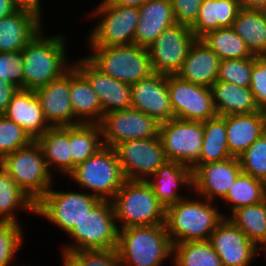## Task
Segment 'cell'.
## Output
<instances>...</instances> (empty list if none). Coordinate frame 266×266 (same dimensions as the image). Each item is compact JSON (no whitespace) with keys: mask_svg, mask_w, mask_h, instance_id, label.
<instances>
[{"mask_svg":"<svg viewBox=\"0 0 266 266\" xmlns=\"http://www.w3.org/2000/svg\"><path fill=\"white\" fill-rule=\"evenodd\" d=\"M44 29L22 49L24 89L36 90L47 85L73 66V60H69L70 54L68 56L66 33L49 36Z\"/></svg>","mask_w":266,"mask_h":266,"instance_id":"6da1fadb","label":"cell"},{"mask_svg":"<svg viewBox=\"0 0 266 266\" xmlns=\"http://www.w3.org/2000/svg\"><path fill=\"white\" fill-rule=\"evenodd\" d=\"M24 59L22 50L0 52V77L18 89H24Z\"/></svg>","mask_w":266,"mask_h":266,"instance_id":"7bdbcfd3","label":"cell"},{"mask_svg":"<svg viewBox=\"0 0 266 266\" xmlns=\"http://www.w3.org/2000/svg\"><path fill=\"white\" fill-rule=\"evenodd\" d=\"M35 204L0 167V221L21 223L18 211L35 215Z\"/></svg>","mask_w":266,"mask_h":266,"instance_id":"1f68e13d","label":"cell"},{"mask_svg":"<svg viewBox=\"0 0 266 266\" xmlns=\"http://www.w3.org/2000/svg\"><path fill=\"white\" fill-rule=\"evenodd\" d=\"M22 223L0 221V266L11 265L25 243Z\"/></svg>","mask_w":266,"mask_h":266,"instance_id":"f35d334b","label":"cell"},{"mask_svg":"<svg viewBox=\"0 0 266 266\" xmlns=\"http://www.w3.org/2000/svg\"><path fill=\"white\" fill-rule=\"evenodd\" d=\"M176 24L170 0H149L139 7L134 44L148 48L167 28Z\"/></svg>","mask_w":266,"mask_h":266,"instance_id":"cb8c5ba5","label":"cell"},{"mask_svg":"<svg viewBox=\"0 0 266 266\" xmlns=\"http://www.w3.org/2000/svg\"><path fill=\"white\" fill-rule=\"evenodd\" d=\"M241 172L237 157L201 164L193 171V192L217 203L226 196Z\"/></svg>","mask_w":266,"mask_h":266,"instance_id":"ac0fdd59","label":"cell"},{"mask_svg":"<svg viewBox=\"0 0 266 266\" xmlns=\"http://www.w3.org/2000/svg\"><path fill=\"white\" fill-rule=\"evenodd\" d=\"M113 149L126 180L147 181L168 161L160 137L125 141Z\"/></svg>","mask_w":266,"mask_h":266,"instance_id":"7c38bea8","label":"cell"},{"mask_svg":"<svg viewBox=\"0 0 266 266\" xmlns=\"http://www.w3.org/2000/svg\"><path fill=\"white\" fill-rule=\"evenodd\" d=\"M255 56L245 59L220 60L217 81H225L241 87H250Z\"/></svg>","mask_w":266,"mask_h":266,"instance_id":"b9f144b4","label":"cell"},{"mask_svg":"<svg viewBox=\"0 0 266 266\" xmlns=\"http://www.w3.org/2000/svg\"><path fill=\"white\" fill-rule=\"evenodd\" d=\"M176 23L191 27L197 19L203 0H170Z\"/></svg>","mask_w":266,"mask_h":266,"instance_id":"bcb514c9","label":"cell"},{"mask_svg":"<svg viewBox=\"0 0 266 266\" xmlns=\"http://www.w3.org/2000/svg\"><path fill=\"white\" fill-rule=\"evenodd\" d=\"M53 186L35 204V215L68 235L100 199L83 190H55Z\"/></svg>","mask_w":266,"mask_h":266,"instance_id":"30bf717a","label":"cell"},{"mask_svg":"<svg viewBox=\"0 0 266 266\" xmlns=\"http://www.w3.org/2000/svg\"><path fill=\"white\" fill-rule=\"evenodd\" d=\"M260 10L262 11V15H263V18H264L265 24H266V7L265 8H262Z\"/></svg>","mask_w":266,"mask_h":266,"instance_id":"11a10c76","label":"cell"},{"mask_svg":"<svg viewBox=\"0 0 266 266\" xmlns=\"http://www.w3.org/2000/svg\"><path fill=\"white\" fill-rule=\"evenodd\" d=\"M266 131V112L226 116L229 153L239 158Z\"/></svg>","mask_w":266,"mask_h":266,"instance_id":"d4e9b609","label":"cell"},{"mask_svg":"<svg viewBox=\"0 0 266 266\" xmlns=\"http://www.w3.org/2000/svg\"><path fill=\"white\" fill-rule=\"evenodd\" d=\"M193 195L166 208L164 224L172 244L209 240L225 218L226 213L217 209L219 202L209 201L195 193Z\"/></svg>","mask_w":266,"mask_h":266,"instance_id":"7a4b0ae2","label":"cell"},{"mask_svg":"<svg viewBox=\"0 0 266 266\" xmlns=\"http://www.w3.org/2000/svg\"><path fill=\"white\" fill-rule=\"evenodd\" d=\"M160 124L157 119L134 108L106 113L99 123L103 145L112 148L129 140L159 137Z\"/></svg>","mask_w":266,"mask_h":266,"instance_id":"4fadbf2b","label":"cell"},{"mask_svg":"<svg viewBox=\"0 0 266 266\" xmlns=\"http://www.w3.org/2000/svg\"><path fill=\"white\" fill-rule=\"evenodd\" d=\"M238 159L243 173L266 183V131Z\"/></svg>","mask_w":266,"mask_h":266,"instance_id":"60d3db41","label":"cell"},{"mask_svg":"<svg viewBox=\"0 0 266 266\" xmlns=\"http://www.w3.org/2000/svg\"><path fill=\"white\" fill-rule=\"evenodd\" d=\"M0 167L35 203L54 183L55 175L50 172L42 150L35 140L28 146L6 155L0 161Z\"/></svg>","mask_w":266,"mask_h":266,"instance_id":"ba28073f","label":"cell"},{"mask_svg":"<svg viewBox=\"0 0 266 266\" xmlns=\"http://www.w3.org/2000/svg\"><path fill=\"white\" fill-rule=\"evenodd\" d=\"M130 86L131 108L144 112L160 123L174 119L167 88V75L153 73Z\"/></svg>","mask_w":266,"mask_h":266,"instance_id":"d6986e66","label":"cell"},{"mask_svg":"<svg viewBox=\"0 0 266 266\" xmlns=\"http://www.w3.org/2000/svg\"><path fill=\"white\" fill-rule=\"evenodd\" d=\"M111 202L119 229L165 223L166 209L147 181L125 180Z\"/></svg>","mask_w":266,"mask_h":266,"instance_id":"277c9868","label":"cell"},{"mask_svg":"<svg viewBox=\"0 0 266 266\" xmlns=\"http://www.w3.org/2000/svg\"><path fill=\"white\" fill-rule=\"evenodd\" d=\"M173 266H223L209 240L173 244Z\"/></svg>","mask_w":266,"mask_h":266,"instance_id":"74e56055","label":"cell"},{"mask_svg":"<svg viewBox=\"0 0 266 266\" xmlns=\"http://www.w3.org/2000/svg\"><path fill=\"white\" fill-rule=\"evenodd\" d=\"M50 172L67 177L72 172L70 126L50 127L35 139ZM52 168V169H51Z\"/></svg>","mask_w":266,"mask_h":266,"instance_id":"83f0119b","label":"cell"},{"mask_svg":"<svg viewBox=\"0 0 266 266\" xmlns=\"http://www.w3.org/2000/svg\"><path fill=\"white\" fill-rule=\"evenodd\" d=\"M17 87L8 83L0 77V115H3L7 109L13 94L17 91Z\"/></svg>","mask_w":266,"mask_h":266,"instance_id":"7dc6e473","label":"cell"},{"mask_svg":"<svg viewBox=\"0 0 266 266\" xmlns=\"http://www.w3.org/2000/svg\"><path fill=\"white\" fill-rule=\"evenodd\" d=\"M203 143L199 160L191 167L220 162L231 158L226 138V116H216L203 122Z\"/></svg>","mask_w":266,"mask_h":266,"instance_id":"d6a6232c","label":"cell"},{"mask_svg":"<svg viewBox=\"0 0 266 266\" xmlns=\"http://www.w3.org/2000/svg\"><path fill=\"white\" fill-rule=\"evenodd\" d=\"M61 251L62 266H83L82 262L72 253L64 250Z\"/></svg>","mask_w":266,"mask_h":266,"instance_id":"f907efd6","label":"cell"},{"mask_svg":"<svg viewBox=\"0 0 266 266\" xmlns=\"http://www.w3.org/2000/svg\"><path fill=\"white\" fill-rule=\"evenodd\" d=\"M3 115L20 125L34 140L50 128L34 90L17 89Z\"/></svg>","mask_w":266,"mask_h":266,"instance_id":"484cf974","label":"cell"},{"mask_svg":"<svg viewBox=\"0 0 266 266\" xmlns=\"http://www.w3.org/2000/svg\"><path fill=\"white\" fill-rule=\"evenodd\" d=\"M240 8L262 9L266 7V0H238Z\"/></svg>","mask_w":266,"mask_h":266,"instance_id":"816d5d0a","label":"cell"},{"mask_svg":"<svg viewBox=\"0 0 266 266\" xmlns=\"http://www.w3.org/2000/svg\"><path fill=\"white\" fill-rule=\"evenodd\" d=\"M259 252H264V258H266V241L259 247Z\"/></svg>","mask_w":266,"mask_h":266,"instance_id":"db71d44e","label":"cell"},{"mask_svg":"<svg viewBox=\"0 0 266 266\" xmlns=\"http://www.w3.org/2000/svg\"><path fill=\"white\" fill-rule=\"evenodd\" d=\"M19 6L13 0H0V19L13 14Z\"/></svg>","mask_w":266,"mask_h":266,"instance_id":"681fc988","label":"cell"},{"mask_svg":"<svg viewBox=\"0 0 266 266\" xmlns=\"http://www.w3.org/2000/svg\"><path fill=\"white\" fill-rule=\"evenodd\" d=\"M266 199V183L241 172L226 196L221 200L224 209L229 210L228 217L237 208L254 205Z\"/></svg>","mask_w":266,"mask_h":266,"instance_id":"836d02e7","label":"cell"},{"mask_svg":"<svg viewBox=\"0 0 266 266\" xmlns=\"http://www.w3.org/2000/svg\"><path fill=\"white\" fill-rule=\"evenodd\" d=\"M73 66L88 80L97 94L103 115L131 108V86L118 81L98 69L86 56L73 61Z\"/></svg>","mask_w":266,"mask_h":266,"instance_id":"e0dca14e","label":"cell"},{"mask_svg":"<svg viewBox=\"0 0 266 266\" xmlns=\"http://www.w3.org/2000/svg\"><path fill=\"white\" fill-rule=\"evenodd\" d=\"M219 63L220 58L201 39H195L176 75L190 83L211 88L217 81Z\"/></svg>","mask_w":266,"mask_h":266,"instance_id":"603a6c76","label":"cell"},{"mask_svg":"<svg viewBox=\"0 0 266 266\" xmlns=\"http://www.w3.org/2000/svg\"><path fill=\"white\" fill-rule=\"evenodd\" d=\"M227 218L258 248L266 241V199L237 208Z\"/></svg>","mask_w":266,"mask_h":266,"instance_id":"e575fe53","label":"cell"},{"mask_svg":"<svg viewBox=\"0 0 266 266\" xmlns=\"http://www.w3.org/2000/svg\"><path fill=\"white\" fill-rule=\"evenodd\" d=\"M19 8H28L35 12H38L42 17H44L43 3L42 0H13ZM42 3V4H41Z\"/></svg>","mask_w":266,"mask_h":266,"instance_id":"c3c4849f","label":"cell"},{"mask_svg":"<svg viewBox=\"0 0 266 266\" xmlns=\"http://www.w3.org/2000/svg\"><path fill=\"white\" fill-rule=\"evenodd\" d=\"M240 9L238 0H203L190 27L196 39L218 28L231 27Z\"/></svg>","mask_w":266,"mask_h":266,"instance_id":"f546056e","label":"cell"},{"mask_svg":"<svg viewBox=\"0 0 266 266\" xmlns=\"http://www.w3.org/2000/svg\"><path fill=\"white\" fill-rule=\"evenodd\" d=\"M213 104L218 116L249 114L260 111L250 87H241L225 81L211 86Z\"/></svg>","mask_w":266,"mask_h":266,"instance_id":"f1b7e54d","label":"cell"},{"mask_svg":"<svg viewBox=\"0 0 266 266\" xmlns=\"http://www.w3.org/2000/svg\"><path fill=\"white\" fill-rule=\"evenodd\" d=\"M96 8V9H95ZM94 25L88 31L86 47H108L134 44V36L139 22V8L112 4L101 0L87 15ZM90 17V18H89Z\"/></svg>","mask_w":266,"mask_h":266,"instance_id":"5b68a950","label":"cell"},{"mask_svg":"<svg viewBox=\"0 0 266 266\" xmlns=\"http://www.w3.org/2000/svg\"><path fill=\"white\" fill-rule=\"evenodd\" d=\"M44 18L28 8H19L0 19V52L22 50L45 27ZM43 21V22H42Z\"/></svg>","mask_w":266,"mask_h":266,"instance_id":"7402d4cb","label":"cell"},{"mask_svg":"<svg viewBox=\"0 0 266 266\" xmlns=\"http://www.w3.org/2000/svg\"><path fill=\"white\" fill-rule=\"evenodd\" d=\"M112 4H118L121 6L140 7L149 0H108Z\"/></svg>","mask_w":266,"mask_h":266,"instance_id":"f5cc1de1","label":"cell"},{"mask_svg":"<svg viewBox=\"0 0 266 266\" xmlns=\"http://www.w3.org/2000/svg\"><path fill=\"white\" fill-rule=\"evenodd\" d=\"M72 171L79 163L86 161L104 145L99 124H78L70 126Z\"/></svg>","mask_w":266,"mask_h":266,"instance_id":"d590c367","label":"cell"},{"mask_svg":"<svg viewBox=\"0 0 266 266\" xmlns=\"http://www.w3.org/2000/svg\"><path fill=\"white\" fill-rule=\"evenodd\" d=\"M67 178L83 191L107 201L113 199L126 180L114 149L107 146L76 165Z\"/></svg>","mask_w":266,"mask_h":266,"instance_id":"8992f818","label":"cell"},{"mask_svg":"<svg viewBox=\"0 0 266 266\" xmlns=\"http://www.w3.org/2000/svg\"><path fill=\"white\" fill-rule=\"evenodd\" d=\"M209 241L223 266H251L254 259L262 255L259 248L227 217L212 232Z\"/></svg>","mask_w":266,"mask_h":266,"instance_id":"2e32d148","label":"cell"},{"mask_svg":"<svg viewBox=\"0 0 266 266\" xmlns=\"http://www.w3.org/2000/svg\"><path fill=\"white\" fill-rule=\"evenodd\" d=\"M50 127L74 126L70 101V69L60 78L34 90Z\"/></svg>","mask_w":266,"mask_h":266,"instance_id":"ffe728a7","label":"cell"},{"mask_svg":"<svg viewBox=\"0 0 266 266\" xmlns=\"http://www.w3.org/2000/svg\"><path fill=\"white\" fill-rule=\"evenodd\" d=\"M119 266H163L172 264L173 244L165 224L119 229Z\"/></svg>","mask_w":266,"mask_h":266,"instance_id":"3957f363","label":"cell"},{"mask_svg":"<svg viewBox=\"0 0 266 266\" xmlns=\"http://www.w3.org/2000/svg\"><path fill=\"white\" fill-rule=\"evenodd\" d=\"M34 139L20 125L0 115V161L10 153L31 144Z\"/></svg>","mask_w":266,"mask_h":266,"instance_id":"ab89813d","label":"cell"},{"mask_svg":"<svg viewBox=\"0 0 266 266\" xmlns=\"http://www.w3.org/2000/svg\"><path fill=\"white\" fill-rule=\"evenodd\" d=\"M195 39L191 28L183 24L165 29L147 48L153 72L176 75Z\"/></svg>","mask_w":266,"mask_h":266,"instance_id":"9a60e30c","label":"cell"},{"mask_svg":"<svg viewBox=\"0 0 266 266\" xmlns=\"http://www.w3.org/2000/svg\"><path fill=\"white\" fill-rule=\"evenodd\" d=\"M219 58L245 59L253 57L245 41L231 27L218 28L200 38Z\"/></svg>","mask_w":266,"mask_h":266,"instance_id":"8d00e7d4","label":"cell"},{"mask_svg":"<svg viewBox=\"0 0 266 266\" xmlns=\"http://www.w3.org/2000/svg\"><path fill=\"white\" fill-rule=\"evenodd\" d=\"M147 182L165 209L193 194V170L179 162L167 161ZM180 189L190 193L181 194Z\"/></svg>","mask_w":266,"mask_h":266,"instance_id":"44dd1931","label":"cell"},{"mask_svg":"<svg viewBox=\"0 0 266 266\" xmlns=\"http://www.w3.org/2000/svg\"><path fill=\"white\" fill-rule=\"evenodd\" d=\"M203 122L171 119L160 124L159 137L168 161L190 168L199 160L203 143Z\"/></svg>","mask_w":266,"mask_h":266,"instance_id":"8fae6325","label":"cell"},{"mask_svg":"<svg viewBox=\"0 0 266 266\" xmlns=\"http://www.w3.org/2000/svg\"><path fill=\"white\" fill-rule=\"evenodd\" d=\"M167 88L174 118L207 121L217 116L211 88L167 75Z\"/></svg>","mask_w":266,"mask_h":266,"instance_id":"5bb4252c","label":"cell"},{"mask_svg":"<svg viewBox=\"0 0 266 266\" xmlns=\"http://www.w3.org/2000/svg\"><path fill=\"white\" fill-rule=\"evenodd\" d=\"M72 253L83 266H119L117 248L80 250Z\"/></svg>","mask_w":266,"mask_h":266,"instance_id":"f6af8a7d","label":"cell"},{"mask_svg":"<svg viewBox=\"0 0 266 266\" xmlns=\"http://www.w3.org/2000/svg\"><path fill=\"white\" fill-rule=\"evenodd\" d=\"M231 28L253 56L266 55V24L260 9L240 8Z\"/></svg>","mask_w":266,"mask_h":266,"instance_id":"4dcf8cb0","label":"cell"},{"mask_svg":"<svg viewBox=\"0 0 266 266\" xmlns=\"http://www.w3.org/2000/svg\"><path fill=\"white\" fill-rule=\"evenodd\" d=\"M119 228L115 220L111 201L99 200L67 235L72 242L64 244L61 250L115 249L118 246Z\"/></svg>","mask_w":266,"mask_h":266,"instance_id":"52a82bcc","label":"cell"},{"mask_svg":"<svg viewBox=\"0 0 266 266\" xmlns=\"http://www.w3.org/2000/svg\"><path fill=\"white\" fill-rule=\"evenodd\" d=\"M250 90L259 110L266 112V56H255L251 71Z\"/></svg>","mask_w":266,"mask_h":266,"instance_id":"ee69618b","label":"cell"},{"mask_svg":"<svg viewBox=\"0 0 266 266\" xmlns=\"http://www.w3.org/2000/svg\"><path fill=\"white\" fill-rule=\"evenodd\" d=\"M86 56L98 69L112 78L132 85L153 74L147 48L136 44L89 47Z\"/></svg>","mask_w":266,"mask_h":266,"instance_id":"9c48e42d","label":"cell"},{"mask_svg":"<svg viewBox=\"0 0 266 266\" xmlns=\"http://www.w3.org/2000/svg\"><path fill=\"white\" fill-rule=\"evenodd\" d=\"M70 101L74 125L101 122L103 111L98 96L88 80L74 66L70 68Z\"/></svg>","mask_w":266,"mask_h":266,"instance_id":"4316f807","label":"cell"}]
</instances>
